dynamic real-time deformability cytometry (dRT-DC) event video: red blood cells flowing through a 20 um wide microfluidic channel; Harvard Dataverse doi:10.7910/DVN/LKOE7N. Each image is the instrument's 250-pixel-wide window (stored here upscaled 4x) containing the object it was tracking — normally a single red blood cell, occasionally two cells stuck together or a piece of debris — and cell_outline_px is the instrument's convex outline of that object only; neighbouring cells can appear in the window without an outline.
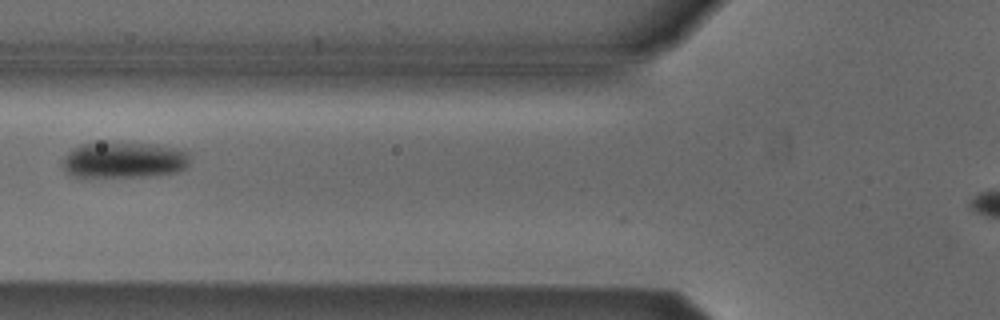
{"species": "Egyptian fruit bat (a non-hibernating species)", "species_latin": "Rousettus aegyptiacus", "temperature_condition": "cold", "stored_images_in_passage": 33, "camera_frame_rate_fps": 3000, "um_per_image_px": 0.085, "animal": {"sex": "male"}, "frame": {"image": 1, "passage_image": 5, "time_ms": 1.333, "image_size_px": [1000, 320], "cell_outline_px": [[192, 156], [188, 164], [184, 168], [176, 172], [148, 176], [72, 176], [60, 164], [64, 156], [72, 148], [80, 144], [104, 140], [152, 144], [176, 148], [188, 152]], "centroid_in_image_um": [10.51, 13.55], "position_along_channel_um": 115.3, "area_um2": 27.34}}
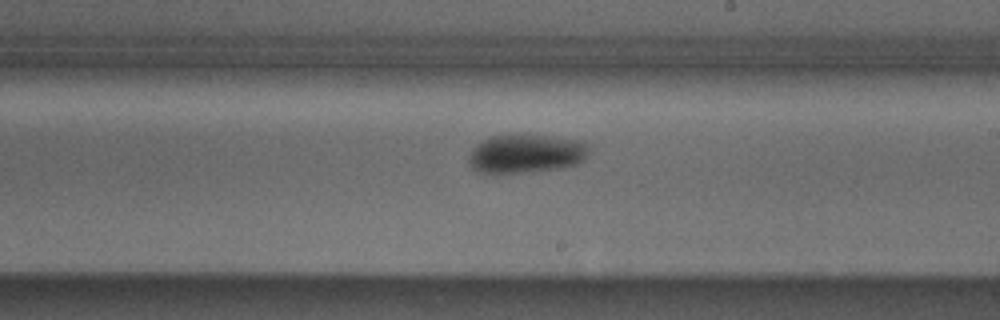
{"frame": {"image": 2, "passage_image": 15, "time_ms": 4.667, "image_size_px": [1000, 320], "cell_outline_px": [[592, 152], [576, 164], [560, 168], [520, 172], [480, 172], [472, 168], [468, 160], [472, 148], [480, 140], [492, 136], [548, 136], [584, 140], [588, 144]], "centroid_in_image_um": [44.75, 13.05], "position_along_channel_um": 244.2, "area_um2": 26.82}}
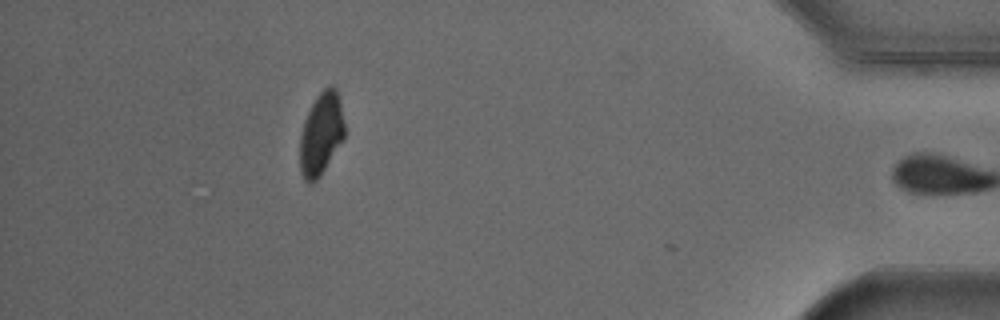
{"frame": {"image": 3, "passage_image": 32, "time_ms": 10.333, "image_size_px": [1000, 320], "cell_outline_px": [[344, 136], [320, 176], [316, 180], [308, 184], [304, 180], [300, 172], [300, 136], [304, 120], [316, 96], [324, 88], [332, 84], [336, 88], [340, 100], [344, 124]], "centroid_in_image_um": [27.28, 11.36], "position_along_channel_um": 407.9, "area_um2": 21.27}, "authors_computed_cell_mechanics": {"area_um2": 25.7788, "velocity_mm_per_s": 3.8767, "shape_relaxation_time_tau1_ms": 5.5587, "shape_relaxation_time_tau2_ms": null, "deformation_change_tau1": 0.08, "deformation_change_tau2": null}}